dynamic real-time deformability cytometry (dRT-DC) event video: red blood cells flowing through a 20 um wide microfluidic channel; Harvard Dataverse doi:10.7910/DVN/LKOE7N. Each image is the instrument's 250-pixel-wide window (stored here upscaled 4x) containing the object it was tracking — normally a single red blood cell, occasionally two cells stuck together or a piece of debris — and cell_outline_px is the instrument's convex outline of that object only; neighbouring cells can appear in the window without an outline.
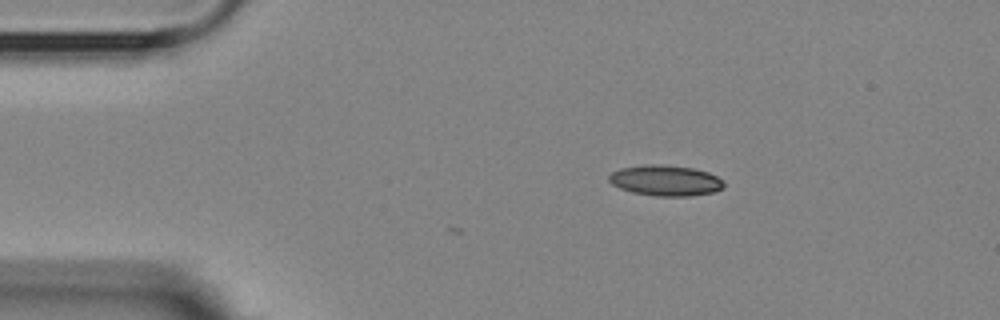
{"species": "Egyptian fruit bat (a non-hibernating species)", "species_latin": "Rousettus aegyptiacus", "temperature_condition": "room temperature", "stored_images_in_passage": 2, "camera_frame_rate_fps": 3000, "um_per_image_px": 0.085, "animal": {"sex": "female"}, "frame": {"image": 1, "passage_image": 2, "time_ms": 1.0, "image_size_px": [1000, 320], "cell_outline_px": [[724, 188], [712, 192], [688, 196], [656, 196], [632, 192], [620, 188], [612, 184], [608, 180], [608, 176], [612, 172], [620, 168], [644, 164], [660, 164], [692, 168], [708, 172], [724, 180]], "centroid_in_image_um": [56.55, 15.34], "position_along_channel_um": 28.4, "area_um2": 20.58}}